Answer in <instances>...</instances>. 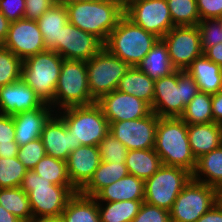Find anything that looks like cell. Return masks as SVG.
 Here are the masks:
<instances>
[{"label": "cell", "instance_id": "6da1fadb", "mask_svg": "<svg viewBox=\"0 0 222 222\" xmlns=\"http://www.w3.org/2000/svg\"><path fill=\"white\" fill-rule=\"evenodd\" d=\"M68 22L95 35L103 43L124 16V0H99L65 5Z\"/></svg>", "mask_w": 222, "mask_h": 222}, {"label": "cell", "instance_id": "7a4b0ae2", "mask_svg": "<svg viewBox=\"0 0 222 222\" xmlns=\"http://www.w3.org/2000/svg\"><path fill=\"white\" fill-rule=\"evenodd\" d=\"M154 149L162 165L194 172L197 160L189 144L187 124L181 118L159 117Z\"/></svg>", "mask_w": 222, "mask_h": 222}, {"label": "cell", "instance_id": "3957f363", "mask_svg": "<svg viewBox=\"0 0 222 222\" xmlns=\"http://www.w3.org/2000/svg\"><path fill=\"white\" fill-rule=\"evenodd\" d=\"M199 91L187 70H175L155 81L151 111L158 117L180 118L186 105Z\"/></svg>", "mask_w": 222, "mask_h": 222}, {"label": "cell", "instance_id": "277c9868", "mask_svg": "<svg viewBox=\"0 0 222 222\" xmlns=\"http://www.w3.org/2000/svg\"><path fill=\"white\" fill-rule=\"evenodd\" d=\"M159 39L124 15L109 34L104 47L132 67L142 61Z\"/></svg>", "mask_w": 222, "mask_h": 222}, {"label": "cell", "instance_id": "5b68a950", "mask_svg": "<svg viewBox=\"0 0 222 222\" xmlns=\"http://www.w3.org/2000/svg\"><path fill=\"white\" fill-rule=\"evenodd\" d=\"M22 190L28 195L33 218L61 216L68 200L77 192L74 186H59L27 170Z\"/></svg>", "mask_w": 222, "mask_h": 222}, {"label": "cell", "instance_id": "8992f818", "mask_svg": "<svg viewBox=\"0 0 222 222\" xmlns=\"http://www.w3.org/2000/svg\"><path fill=\"white\" fill-rule=\"evenodd\" d=\"M63 60L57 52L45 50L26 58L22 63L21 79L45 104L54 105Z\"/></svg>", "mask_w": 222, "mask_h": 222}, {"label": "cell", "instance_id": "52a82bcc", "mask_svg": "<svg viewBox=\"0 0 222 222\" xmlns=\"http://www.w3.org/2000/svg\"><path fill=\"white\" fill-rule=\"evenodd\" d=\"M62 110L64 114L61 117L76 144L98 146L109 133L108 120L96 102L90 105L66 107Z\"/></svg>", "mask_w": 222, "mask_h": 222}, {"label": "cell", "instance_id": "ba28073f", "mask_svg": "<svg viewBox=\"0 0 222 222\" xmlns=\"http://www.w3.org/2000/svg\"><path fill=\"white\" fill-rule=\"evenodd\" d=\"M191 179L192 173L184 168L162 165L144 181V202L170 211L177 196Z\"/></svg>", "mask_w": 222, "mask_h": 222}, {"label": "cell", "instance_id": "9c48e42d", "mask_svg": "<svg viewBox=\"0 0 222 222\" xmlns=\"http://www.w3.org/2000/svg\"><path fill=\"white\" fill-rule=\"evenodd\" d=\"M95 102L88 85L86 61L64 59L54 95L55 105L60 104L63 109Z\"/></svg>", "mask_w": 222, "mask_h": 222}, {"label": "cell", "instance_id": "30bf717a", "mask_svg": "<svg viewBox=\"0 0 222 222\" xmlns=\"http://www.w3.org/2000/svg\"><path fill=\"white\" fill-rule=\"evenodd\" d=\"M219 202L218 189L191 179L170 209L171 222H197Z\"/></svg>", "mask_w": 222, "mask_h": 222}, {"label": "cell", "instance_id": "8fae6325", "mask_svg": "<svg viewBox=\"0 0 222 222\" xmlns=\"http://www.w3.org/2000/svg\"><path fill=\"white\" fill-rule=\"evenodd\" d=\"M86 66L90 94L96 101L102 95L116 90L119 81L131 67L105 47L86 61Z\"/></svg>", "mask_w": 222, "mask_h": 222}, {"label": "cell", "instance_id": "7c38bea8", "mask_svg": "<svg viewBox=\"0 0 222 222\" xmlns=\"http://www.w3.org/2000/svg\"><path fill=\"white\" fill-rule=\"evenodd\" d=\"M124 15L160 39L175 27L167 0H124Z\"/></svg>", "mask_w": 222, "mask_h": 222}, {"label": "cell", "instance_id": "4fadbf2b", "mask_svg": "<svg viewBox=\"0 0 222 222\" xmlns=\"http://www.w3.org/2000/svg\"><path fill=\"white\" fill-rule=\"evenodd\" d=\"M162 40L167 45L171 64L176 70H186L203 54L197 25L175 26Z\"/></svg>", "mask_w": 222, "mask_h": 222}, {"label": "cell", "instance_id": "5bb4252c", "mask_svg": "<svg viewBox=\"0 0 222 222\" xmlns=\"http://www.w3.org/2000/svg\"><path fill=\"white\" fill-rule=\"evenodd\" d=\"M159 117L150 112L146 117L109 124V133L127 150L155 148L156 127Z\"/></svg>", "mask_w": 222, "mask_h": 222}, {"label": "cell", "instance_id": "9a60e30c", "mask_svg": "<svg viewBox=\"0 0 222 222\" xmlns=\"http://www.w3.org/2000/svg\"><path fill=\"white\" fill-rule=\"evenodd\" d=\"M103 47L104 43L95 35L67 22L61 28L60 42L53 51L65 60L88 61Z\"/></svg>", "mask_w": 222, "mask_h": 222}, {"label": "cell", "instance_id": "2e32d148", "mask_svg": "<svg viewBox=\"0 0 222 222\" xmlns=\"http://www.w3.org/2000/svg\"><path fill=\"white\" fill-rule=\"evenodd\" d=\"M2 45L22 61L46 50L37 21L25 18L10 22L7 38Z\"/></svg>", "mask_w": 222, "mask_h": 222}, {"label": "cell", "instance_id": "e0dca14e", "mask_svg": "<svg viewBox=\"0 0 222 222\" xmlns=\"http://www.w3.org/2000/svg\"><path fill=\"white\" fill-rule=\"evenodd\" d=\"M96 103L102 109L109 124L140 119L151 112V107L145 101L117 89L102 95Z\"/></svg>", "mask_w": 222, "mask_h": 222}, {"label": "cell", "instance_id": "ac0fdd59", "mask_svg": "<svg viewBox=\"0 0 222 222\" xmlns=\"http://www.w3.org/2000/svg\"><path fill=\"white\" fill-rule=\"evenodd\" d=\"M101 162L98 146L81 145L66 160L71 184L80 191L93 177Z\"/></svg>", "mask_w": 222, "mask_h": 222}, {"label": "cell", "instance_id": "d6986e66", "mask_svg": "<svg viewBox=\"0 0 222 222\" xmlns=\"http://www.w3.org/2000/svg\"><path fill=\"white\" fill-rule=\"evenodd\" d=\"M41 139L45 148L46 155L64 161L70 152L81 146L67 130V126L62 117H50L42 129Z\"/></svg>", "mask_w": 222, "mask_h": 222}, {"label": "cell", "instance_id": "ffe728a7", "mask_svg": "<svg viewBox=\"0 0 222 222\" xmlns=\"http://www.w3.org/2000/svg\"><path fill=\"white\" fill-rule=\"evenodd\" d=\"M43 104L34 90L22 79L0 87L1 114L13 116L21 112L34 110Z\"/></svg>", "mask_w": 222, "mask_h": 222}, {"label": "cell", "instance_id": "44dd1931", "mask_svg": "<svg viewBox=\"0 0 222 222\" xmlns=\"http://www.w3.org/2000/svg\"><path fill=\"white\" fill-rule=\"evenodd\" d=\"M48 104L34 110L13 115L15 125V141L19 146H23L32 140L41 138L42 129L51 117Z\"/></svg>", "mask_w": 222, "mask_h": 222}, {"label": "cell", "instance_id": "7402d4cb", "mask_svg": "<svg viewBox=\"0 0 222 222\" xmlns=\"http://www.w3.org/2000/svg\"><path fill=\"white\" fill-rule=\"evenodd\" d=\"M187 135L196 160L222 145V125L214 122L187 125Z\"/></svg>", "mask_w": 222, "mask_h": 222}, {"label": "cell", "instance_id": "603a6c76", "mask_svg": "<svg viewBox=\"0 0 222 222\" xmlns=\"http://www.w3.org/2000/svg\"><path fill=\"white\" fill-rule=\"evenodd\" d=\"M144 180L128 174L101 189L93 198L105 202L144 201Z\"/></svg>", "mask_w": 222, "mask_h": 222}, {"label": "cell", "instance_id": "cb8c5ba5", "mask_svg": "<svg viewBox=\"0 0 222 222\" xmlns=\"http://www.w3.org/2000/svg\"><path fill=\"white\" fill-rule=\"evenodd\" d=\"M186 70L194 78L201 92L212 95L222 90V67L204 54L197 57Z\"/></svg>", "mask_w": 222, "mask_h": 222}, {"label": "cell", "instance_id": "d4e9b609", "mask_svg": "<svg viewBox=\"0 0 222 222\" xmlns=\"http://www.w3.org/2000/svg\"><path fill=\"white\" fill-rule=\"evenodd\" d=\"M68 22L64 4L56 2L38 20L46 50H53L60 42L61 28Z\"/></svg>", "mask_w": 222, "mask_h": 222}, {"label": "cell", "instance_id": "484cf974", "mask_svg": "<svg viewBox=\"0 0 222 222\" xmlns=\"http://www.w3.org/2000/svg\"><path fill=\"white\" fill-rule=\"evenodd\" d=\"M154 86V80L137 66H132L119 81L117 90L134 95L151 107L154 99Z\"/></svg>", "mask_w": 222, "mask_h": 222}, {"label": "cell", "instance_id": "4316f807", "mask_svg": "<svg viewBox=\"0 0 222 222\" xmlns=\"http://www.w3.org/2000/svg\"><path fill=\"white\" fill-rule=\"evenodd\" d=\"M137 67L154 81L176 70L171 64L167 45L162 39L155 43Z\"/></svg>", "mask_w": 222, "mask_h": 222}, {"label": "cell", "instance_id": "83f0119b", "mask_svg": "<svg viewBox=\"0 0 222 222\" xmlns=\"http://www.w3.org/2000/svg\"><path fill=\"white\" fill-rule=\"evenodd\" d=\"M125 164L129 174L144 181L152 177L162 166L154 148L127 151Z\"/></svg>", "mask_w": 222, "mask_h": 222}, {"label": "cell", "instance_id": "f1b7e54d", "mask_svg": "<svg viewBox=\"0 0 222 222\" xmlns=\"http://www.w3.org/2000/svg\"><path fill=\"white\" fill-rule=\"evenodd\" d=\"M97 202L93 197L75 193L61 214L63 222H101Z\"/></svg>", "mask_w": 222, "mask_h": 222}, {"label": "cell", "instance_id": "f546056e", "mask_svg": "<svg viewBox=\"0 0 222 222\" xmlns=\"http://www.w3.org/2000/svg\"><path fill=\"white\" fill-rule=\"evenodd\" d=\"M125 163L100 162L90 181L79 191L82 195L94 197L101 189L128 175Z\"/></svg>", "mask_w": 222, "mask_h": 222}, {"label": "cell", "instance_id": "4dcf8cb0", "mask_svg": "<svg viewBox=\"0 0 222 222\" xmlns=\"http://www.w3.org/2000/svg\"><path fill=\"white\" fill-rule=\"evenodd\" d=\"M200 172L209 179L200 180ZM192 179L218 190L222 187V145L197 159Z\"/></svg>", "mask_w": 222, "mask_h": 222}, {"label": "cell", "instance_id": "1f68e13d", "mask_svg": "<svg viewBox=\"0 0 222 222\" xmlns=\"http://www.w3.org/2000/svg\"><path fill=\"white\" fill-rule=\"evenodd\" d=\"M0 205L22 222H29L33 218L28 195L21 186L0 189Z\"/></svg>", "mask_w": 222, "mask_h": 222}, {"label": "cell", "instance_id": "d6a6232c", "mask_svg": "<svg viewBox=\"0 0 222 222\" xmlns=\"http://www.w3.org/2000/svg\"><path fill=\"white\" fill-rule=\"evenodd\" d=\"M211 104L212 95L199 91L186 105L184 113L180 118L187 125L213 122Z\"/></svg>", "mask_w": 222, "mask_h": 222}, {"label": "cell", "instance_id": "836d02e7", "mask_svg": "<svg viewBox=\"0 0 222 222\" xmlns=\"http://www.w3.org/2000/svg\"><path fill=\"white\" fill-rule=\"evenodd\" d=\"M144 201L107 202L106 207L98 203V212L101 222H132L139 213Z\"/></svg>", "mask_w": 222, "mask_h": 222}, {"label": "cell", "instance_id": "e575fe53", "mask_svg": "<svg viewBox=\"0 0 222 222\" xmlns=\"http://www.w3.org/2000/svg\"><path fill=\"white\" fill-rule=\"evenodd\" d=\"M40 177L59 186H73L67 173L66 161L45 155L32 169Z\"/></svg>", "mask_w": 222, "mask_h": 222}, {"label": "cell", "instance_id": "d590c367", "mask_svg": "<svg viewBox=\"0 0 222 222\" xmlns=\"http://www.w3.org/2000/svg\"><path fill=\"white\" fill-rule=\"evenodd\" d=\"M174 26H193L200 22L196 0H167Z\"/></svg>", "mask_w": 222, "mask_h": 222}, {"label": "cell", "instance_id": "8d00e7d4", "mask_svg": "<svg viewBox=\"0 0 222 222\" xmlns=\"http://www.w3.org/2000/svg\"><path fill=\"white\" fill-rule=\"evenodd\" d=\"M27 170L17 156L0 157V189L21 186Z\"/></svg>", "mask_w": 222, "mask_h": 222}, {"label": "cell", "instance_id": "74e56055", "mask_svg": "<svg viewBox=\"0 0 222 222\" xmlns=\"http://www.w3.org/2000/svg\"><path fill=\"white\" fill-rule=\"evenodd\" d=\"M23 61L0 44V87L21 80Z\"/></svg>", "mask_w": 222, "mask_h": 222}, {"label": "cell", "instance_id": "f35d334b", "mask_svg": "<svg viewBox=\"0 0 222 222\" xmlns=\"http://www.w3.org/2000/svg\"><path fill=\"white\" fill-rule=\"evenodd\" d=\"M101 162L125 163L127 148L111 133H108L98 144Z\"/></svg>", "mask_w": 222, "mask_h": 222}, {"label": "cell", "instance_id": "ab89813d", "mask_svg": "<svg viewBox=\"0 0 222 222\" xmlns=\"http://www.w3.org/2000/svg\"><path fill=\"white\" fill-rule=\"evenodd\" d=\"M197 27L200 32L202 51H204L206 48L213 47L218 43H222L221 18H209L200 20V22L197 24Z\"/></svg>", "mask_w": 222, "mask_h": 222}, {"label": "cell", "instance_id": "60d3db41", "mask_svg": "<svg viewBox=\"0 0 222 222\" xmlns=\"http://www.w3.org/2000/svg\"><path fill=\"white\" fill-rule=\"evenodd\" d=\"M45 155L43 141L38 138L19 146L17 157L28 170H32Z\"/></svg>", "mask_w": 222, "mask_h": 222}, {"label": "cell", "instance_id": "b9f144b4", "mask_svg": "<svg viewBox=\"0 0 222 222\" xmlns=\"http://www.w3.org/2000/svg\"><path fill=\"white\" fill-rule=\"evenodd\" d=\"M132 222H171L170 212L143 202Z\"/></svg>", "mask_w": 222, "mask_h": 222}, {"label": "cell", "instance_id": "7bdbcfd3", "mask_svg": "<svg viewBox=\"0 0 222 222\" xmlns=\"http://www.w3.org/2000/svg\"><path fill=\"white\" fill-rule=\"evenodd\" d=\"M0 12L9 22L24 18L25 0H0Z\"/></svg>", "mask_w": 222, "mask_h": 222}, {"label": "cell", "instance_id": "ee69618b", "mask_svg": "<svg viewBox=\"0 0 222 222\" xmlns=\"http://www.w3.org/2000/svg\"><path fill=\"white\" fill-rule=\"evenodd\" d=\"M57 0H25L24 18L37 21Z\"/></svg>", "mask_w": 222, "mask_h": 222}, {"label": "cell", "instance_id": "f6af8a7d", "mask_svg": "<svg viewBox=\"0 0 222 222\" xmlns=\"http://www.w3.org/2000/svg\"><path fill=\"white\" fill-rule=\"evenodd\" d=\"M200 19L221 18L222 0H196Z\"/></svg>", "mask_w": 222, "mask_h": 222}, {"label": "cell", "instance_id": "bcb514c9", "mask_svg": "<svg viewBox=\"0 0 222 222\" xmlns=\"http://www.w3.org/2000/svg\"><path fill=\"white\" fill-rule=\"evenodd\" d=\"M16 142L13 116L0 113V144Z\"/></svg>", "mask_w": 222, "mask_h": 222}, {"label": "cell", "instance_id": "7dc6e473", "mask_svg": "<svg viewBox=\"0 0 222 222\" xmlns=\"http://www.w3.org/2000/svg\"><path fill=\"white\" fill-rule=\"evenodd\" d=\"M211 110L213 122L222 125V90L212 94Z\"/></svg>", "mask_w": 222, "mask_h": 222}, {"label": "cell", "instance_id": "c3c4849f", "mask_svg": "<svg viewBox=\"0 0 222 222\" xmlns=\"http://www.w3.org/2000/svg\"><path fill=\"white\" fill-rule=\"evenodd\" d=\"M197 222H222V204L218 202L203 214Z\"/></svg>", "mask_w": 222, "mask_h": 222}, {"label": "cell", "instance_id": "681fc988", "mask_svg": "<svg viewBox=\"0 0 222 222\" xmlns=\"http://www.w3.org/2000/svg\"><path fill=\"white\" fill-rule=\"evenodd\" d=\"M203 54L212 62L222 67V43H218L213 47L206 48Z\"/></svg>", "mask_w": 222, "mask_h": 222}, {"label": "cell", "instance_id": "f907efd6", "mask_svg": "<svg viewBox=\"0 0 222 222\" xmlns=\"http://www.w3.org/2000/svg\"><path fill=\"white\" fill-rule=\"evenodd\" d=\"M19 145L16 142L0 144V157L11 158L17 156Z\"/></svg>", "mask_w": 222, "mask_h": 222}, {"label": "cell", "instance_id": "816d5d0a", "mask_svg": "<svg viewBox=\"0 0 222 222\" xmlns=\"http://www.w3.org/2000/svg\"><path fill=\"white\" fill-rule=\"evenodd\" d=\"M10 22L7 18L0 12V44L6 40L8 35Z\"/></svg>", "mask_w": 222, "mask_h": 222}, {"label": "cell", "instance_id": "f5cc1de1", "mask_svg": "<svg viewBox=\"0 0 222 222\" xmlns=\"http://www.w3.org/2000/svg\"><path fill=\"white\" fill-rule=\"evenodd\" d=\"M0 222H22L0 205Z\"/></svg>", "mask_w": 222, "mask_h": 222}, {"label": "cell", "instance_id": "db71d44e", "mask_svg": "<svg viewBox=\"0 0 222 222\" xmlns=\"http://www.w3.org/2000/svg\"><path fill=\"white\" fill-rule=\"evenodd\" d=\"M29 222H63L61 216L57 217H37L32 218Z\"/></svg>", "mask_w": 222, "mask_h": 222}, {"label": "cell", "instance_id": "11a10c76", "mask_svg": "<svg viewBox=\"0 0 222 222\" xmlns=\"http://www.w3.org/2000/svg\"><path fill=\"white\" fill-rule=\"evenodd\" d=\"M85 1H88V2H94V1H99V0H57L58 3H61V4H70V3H76V2H85Z\"/></svg>", "mask_w": 222, "mask_h": 222}, {"label": "cell", "instance_id": "9f6ffc18", "mask_svg": "<svg viewBox=\"0 0 222 222\" xmlns=\"http://www.w3.org/2000/svg\"><path fill=\"white\" fill-rule=\"evenodd\" d=\"M218 200L222 204V187L218 190Z\"/></svg>", "mask_w": 222, "mask_h": 222}]
</instances>
